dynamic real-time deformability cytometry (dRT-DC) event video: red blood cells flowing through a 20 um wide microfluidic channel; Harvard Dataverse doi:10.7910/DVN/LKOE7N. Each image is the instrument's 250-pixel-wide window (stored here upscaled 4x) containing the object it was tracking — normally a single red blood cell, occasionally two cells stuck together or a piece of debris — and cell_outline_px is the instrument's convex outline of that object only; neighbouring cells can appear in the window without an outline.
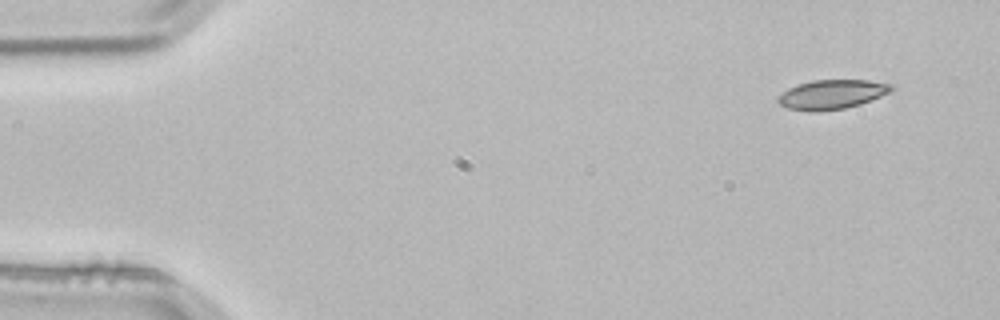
{"species": "common noctule bat (a hibernating species)", "species_latin": "Nyctalus noctula", "temperature_condition": "room temperature", "stored_images_in_passage": 3, "camera_frame_rate_fps": 3000, "um_per_image_px": 0.085, "animal": {"sex": "male", "body_mass_g": 21.5, "forearm_length_mm": 52.0}, "frame": {"image": 1, "passage_image": 1, "time_ms": 0.0, "image_size_px": [1000, 320], "cell_outline_px": [[896, 88], [892, 92], [860, 104], [844, 108], [820, 112], [808, 112], [788, 108], [780, 104], [776, 100], [776, 96], [788, 88], [796, 84], [812, 80], [868, 80], [892, 84]], "centroid_in_image_um": [70.69, 8.02], "position_along_channel_um": 14.3, "area_um2": 19.77}}
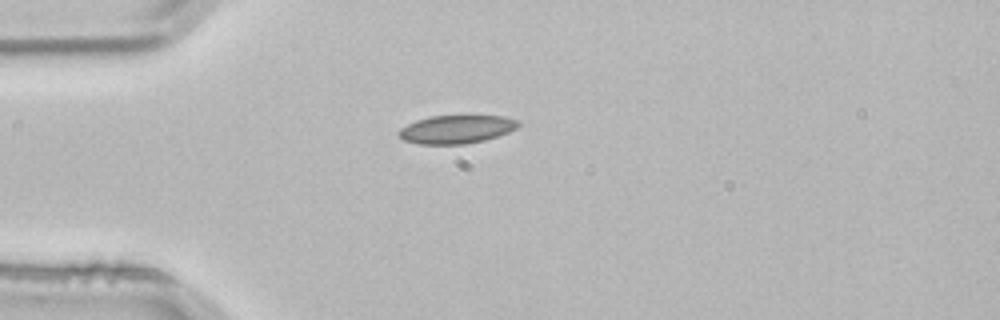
{"frame": {"image": 2, "passage_image": 3, "time_ms": 0.667, "image_size_px": [1000, 320], "cell_outline_px": [[520, 124], [516, 128], [508, 132], [484, 140], [464, 144], [420, 144], [404, 140], [396, 132], [400, 128], [416, 120], [432, 116], [504, 116], [516, 120]], "centroid_in_image_um": [38.77, 10.99], "position_along_channel_um": 46.2, "area_um2": 19.48}}